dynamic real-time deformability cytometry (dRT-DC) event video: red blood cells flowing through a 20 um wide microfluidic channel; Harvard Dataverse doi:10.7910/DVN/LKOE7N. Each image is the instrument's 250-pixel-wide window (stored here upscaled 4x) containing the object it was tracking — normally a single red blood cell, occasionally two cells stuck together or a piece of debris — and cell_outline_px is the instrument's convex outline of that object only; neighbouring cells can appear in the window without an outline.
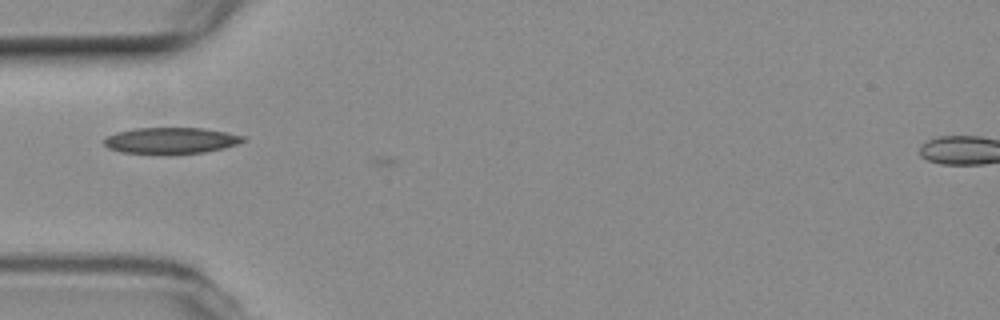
{"species": "common noctule bat (a hibernating species)", "species_latin": "Nyctalus noctula", "temperature_condition": "room temperature", "stored_images_in_passage": 6, "camera_frame_rate_fps": 3000, "um_per_image_px": 0.085, "animal": {"sex": "female", "body_mass_g": 19.3, "forearm_length_mm": 54.1}, "frame": {"image": 1, "passage_image": 5, "time_ms": 1.333, "image_size_px": [1000, 320], "cell_outline_px": [[244, 140], [236, 144], [224, 148], [204, 152], [124, 152], [108, 148], [104, 144], [104, 140], [108, 136], [116, 132], [132, 128], [204, 128], [244, 136]], "centroid_in_image_um": [14.51, 11.91], "position_along_channel_um": 70.5, "area_um2": 20.46}}